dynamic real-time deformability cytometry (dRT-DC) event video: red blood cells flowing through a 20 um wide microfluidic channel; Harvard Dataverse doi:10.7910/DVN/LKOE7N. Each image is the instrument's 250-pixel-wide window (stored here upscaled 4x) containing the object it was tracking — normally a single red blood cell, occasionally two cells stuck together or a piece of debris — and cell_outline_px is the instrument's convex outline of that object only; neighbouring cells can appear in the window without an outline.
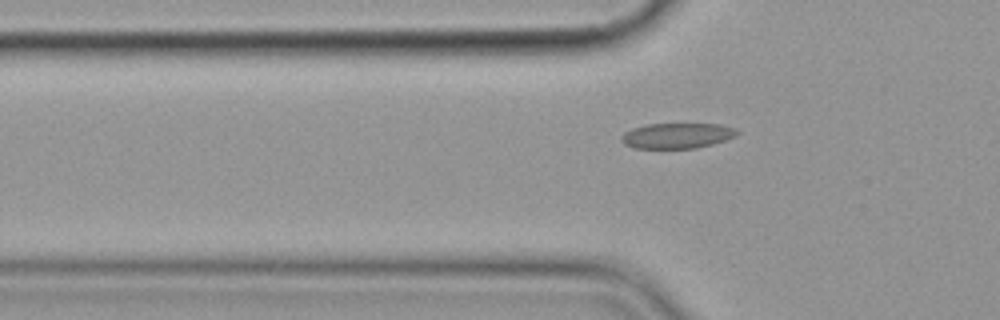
{"species": "common noctule bat (a hibernating species)", "species_latin": "Nyctalus noctula", "temperature_condition": "cold", "stored_images_in_passage": 51, "camera_frame_rate_fps": 3000, "um_per_image_px": 0.085, "animal": {"sex": "female", "body_mass_g": 19.9}, "frame": {"image": 1, "passage_image": 19, "time_ms": 6.0, "image_size_px": [1000, 320], "cell_outline_px": [[740, 132], [736, 136], [712, 144], [696, 148], [632, 148], [624, 144], [620, 140], [620, 136], [624, 132], [632, 128], [644, 124], [720, 124], [736, 128]], "centroid_in_image_um": [57.52, 11.53], "position_along_channel_um": 68.3, "area_um2": 17.28}}
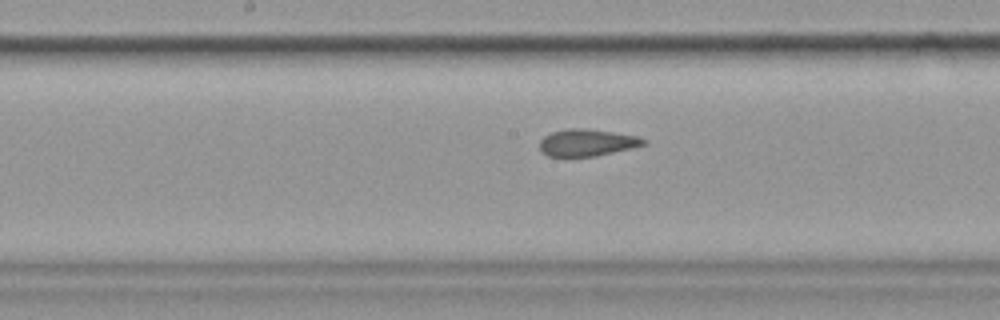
{"frame": {"image": 2, "passage_image": 30, "time_ms": 9.667, "image_size_px": [1000, 320], "cell_outline_px": [[648, 144], [632, 148], [596, 156], [548, 156], [540, 152], [540, 140], [544, 136], [552, 132], [568, 128], [584, 128], [640, 136], [648, 140]], "centroid_in_image_um": [49.93, 12.12], "position_along_channel_um": 198.3, "area_um2": 16.47}}
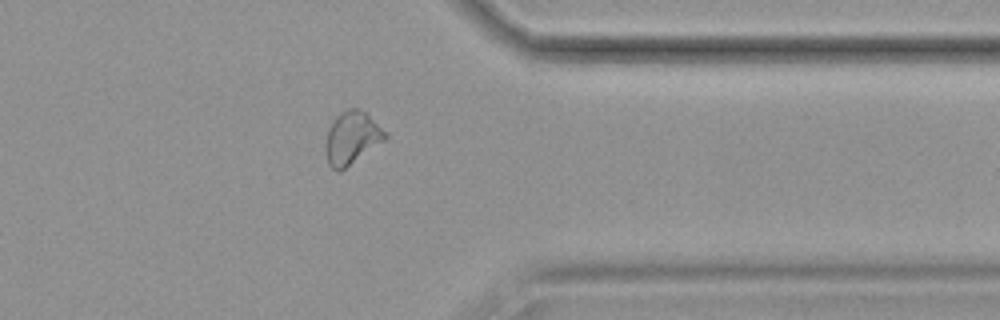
{"frame": {"image": 3, "passage_image": 46, "time_ms": 15.0, "image_size_px": [1000, 320], "cell_outline_px": [[388, 136], [384, 140], [340, 172], [336, 172], [328, 164], [328, 128], [332, 120], [340, 112], [348, 108], [356, 108], [364, 112], [388, 132]], "centroid_in_image_um": [29.93, 11.7], "position_along_channel_um": 381.5, "area_um2": 17.86}, "authors_computed_cell_mechanics": {"area_um2": 17.7446, "velocity_mm_per_s": 3.5676, "shape_relaxation_time_tau1_ms": null, "shape_relaxation_time_tau2_ms": 1.2293, "deformation_change_tau1": null, "deformation_change_tau2": 0.0729}}